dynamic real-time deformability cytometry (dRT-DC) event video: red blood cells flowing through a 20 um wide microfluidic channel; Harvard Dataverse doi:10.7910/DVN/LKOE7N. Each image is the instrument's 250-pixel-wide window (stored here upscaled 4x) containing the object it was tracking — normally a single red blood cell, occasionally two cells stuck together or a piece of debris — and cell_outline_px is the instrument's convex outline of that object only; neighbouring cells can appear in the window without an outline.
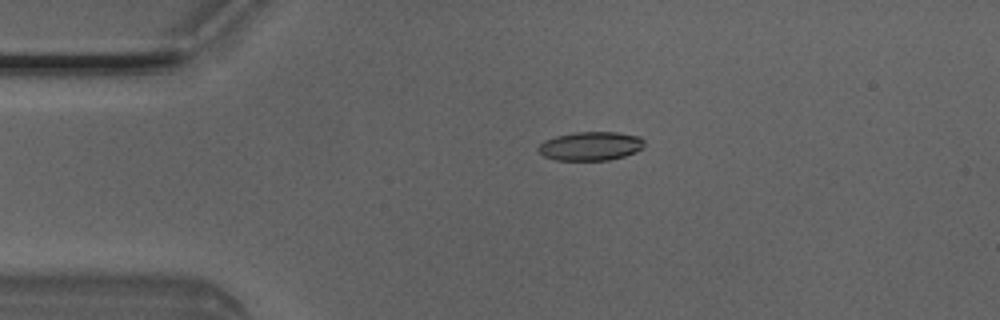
{"species": "Egyptian fruit bat (a non-hibernating species)", "species_latin": "Rousettus aegyptiacus", "temperature_condition": "room temperature", "stored_images_in_passage": 3, "camera_frame_rate_fps": 3000, "um_per_image_px": 0.085, "animal": {"sex": "male"}, "frame": {"image": 1, "passage_image": 2, "time_ms": 0.333, "image_size_px": [1000, 320], "cell_outline_px": [[644, 148], [636, 152], [624, 156], [608, 160], [556, 160], [544, 156], [536, 148], [544, 140], [556, 136], [572, 132], [616, 132], [640, 136], [644, 140]], "centroid_in_image_um": [50.21, 12.41], "position_along_channel_um": 34.8, "area_um2": 17.92}}